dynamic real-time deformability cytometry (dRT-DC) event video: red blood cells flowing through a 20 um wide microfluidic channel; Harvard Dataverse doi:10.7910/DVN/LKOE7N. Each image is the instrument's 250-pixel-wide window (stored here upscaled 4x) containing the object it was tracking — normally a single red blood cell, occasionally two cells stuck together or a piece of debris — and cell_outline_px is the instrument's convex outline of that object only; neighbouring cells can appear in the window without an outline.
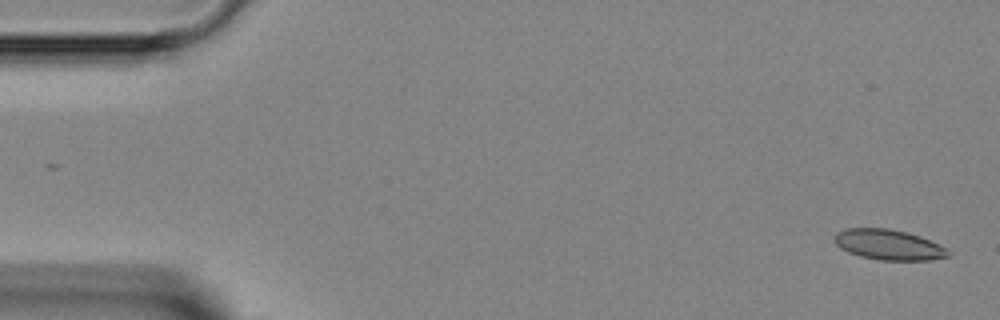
{"species": "Egyptian fruit bat (a non-hibernating species)", "species_latin": "Rousettus aegyptiacus", "temperature_condition": "room temperature", "stored_images_in_passage": 6, "camera_frame_rate_fps": 3000, "um_per_image_px": 0.085, "animal": {"sex": "female"}, "frame": {"image": 1, "passage_image": 1, "time_ms": 0.0, "image_size_px": [1000, 320], "cell_outline_px": [[952, 256], [928, 260], [880, 260], [860, 256], [848, 252], [840, 248], [832, 240], [836, 232], [844, 228], [888, 228], [908, 232], [920, 236], [952, 252]], "centroid_in_image_um": [75.49, 20.79], "position_along_channel_um": 9.5, "area_um2": 20.23}}